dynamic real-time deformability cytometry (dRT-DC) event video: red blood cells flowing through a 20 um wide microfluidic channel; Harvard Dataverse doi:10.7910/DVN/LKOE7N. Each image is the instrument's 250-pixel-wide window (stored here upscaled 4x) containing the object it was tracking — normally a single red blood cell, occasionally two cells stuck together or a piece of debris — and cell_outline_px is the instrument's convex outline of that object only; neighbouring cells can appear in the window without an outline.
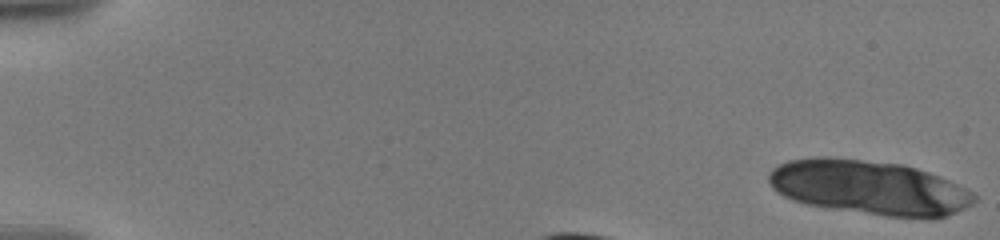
{"species": "human", "species_latin": "Homo sapiens", "temperature_condition": "warm", "stored_images_in_passage": 10, "camera_frame_rate_fps": 3000, "um_per_image_px": 0.085, "donor": {"sex": "male"}, "frame": {"image": 1, "passage_image": 1, "time_ms": 0.0, "image_size_px": [1000, 240], "cell_outline_px": [[976, 200], [972, 204], [956, 212], [936, 220], [932, 220], [888, 216], [828, 208], [808, 204], [792, 200], [784, 196], [772, 188], [768, 184], [768, 172], [772, 168], [788, 160], [816, 156], [828, 156], [904, 164], [940, 176], [972, 192], [976, 196]], "centroid_in_image_um": [73.86, 15.94], "position_along_channel_um": 11.1, "area_um2": 65.66}}